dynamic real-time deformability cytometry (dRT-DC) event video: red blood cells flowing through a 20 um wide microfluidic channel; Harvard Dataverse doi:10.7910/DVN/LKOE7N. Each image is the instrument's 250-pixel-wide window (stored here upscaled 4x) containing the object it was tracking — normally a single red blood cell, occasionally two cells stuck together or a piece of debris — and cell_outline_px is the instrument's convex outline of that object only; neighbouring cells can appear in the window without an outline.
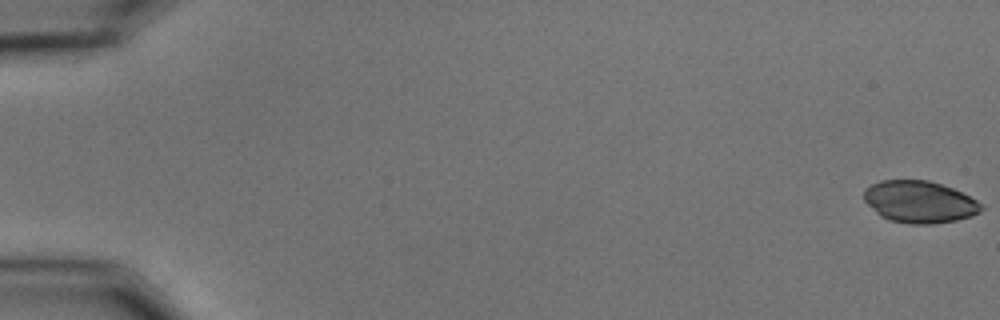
{"species": "common noctule bat (a hibernating species)", "species_latin": "Nyctalus noctula", "temperature_condition": "cold", "stored_images_in_passage": 59, "camera_frame_rate_fps": 3000, "um_per_image_px": 0.085, "animal": {"sex": "male", "body_mass_g": 15.6}, "frame": {"image": 1, "passage_image": 1, "time_ms": 0.0, "image_size_px": [1000, 320], "cell_outline_px": [[984, 208], [980, 212], [972, 216], [956, 220], [932, 224], [912, 224], [888, 220], [880, 216], [864, 200], [864, 188], [880, 180], [928, 180], [952, 188], [984, 204]], "centroid_in_image_um": [78.16, 17.16], "position_along_channel_um": 6.8, "area_um2": 28.73}}
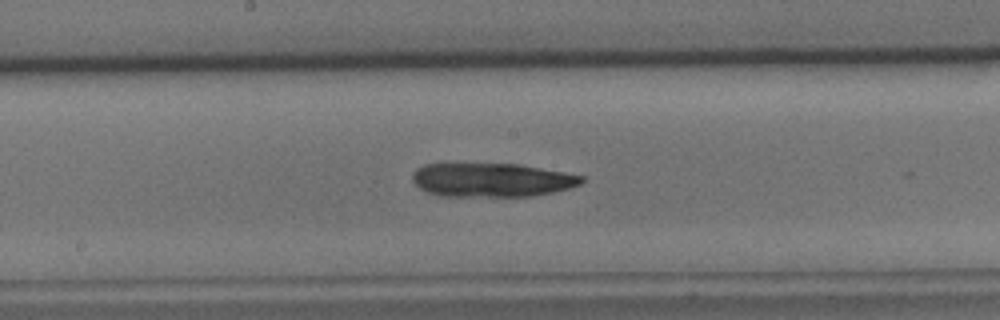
{"frame": {"image": 2, "passage_image": 32, "time_ms": 10.333, "image_size_px": [1000, 320], "cell_outline_px": [[584, 180], [580, 184], [568, 188], [552, 192], [528, 196], [440, 196], [428, 192], [420, 188], [412, 180], [412, 172], [416, 168], [424, 164], [520, 164], [564, 172], [584, 176]], "centroid_in_image_um": [41.77, 15.29], "position_along_channel_um": 206.4, "area_um2": 33.23}}
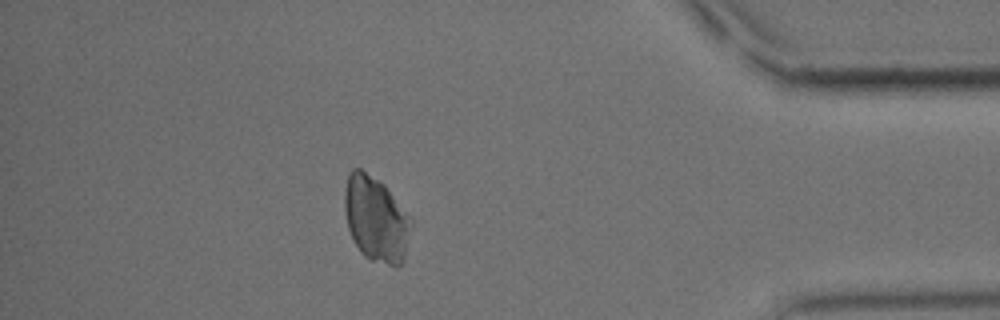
{"frame": {"image": 3, "passage_image": 52, "time_ms": 17.0, "image_size_px": [1000, 320], "cell_outline_px": [[412, 224], [404, 260], [396, 268], [372, 260], [364, 256], [360, 252], [348, 228], [344, 208], [344, 188], [348, 172], [352, 168], [360, 168], [384, 184], [412, 220]], "centroid_in_image_um": [31.94, 18.62], "position_along_channel_um": 403.3, "area_um2": 33.18}}